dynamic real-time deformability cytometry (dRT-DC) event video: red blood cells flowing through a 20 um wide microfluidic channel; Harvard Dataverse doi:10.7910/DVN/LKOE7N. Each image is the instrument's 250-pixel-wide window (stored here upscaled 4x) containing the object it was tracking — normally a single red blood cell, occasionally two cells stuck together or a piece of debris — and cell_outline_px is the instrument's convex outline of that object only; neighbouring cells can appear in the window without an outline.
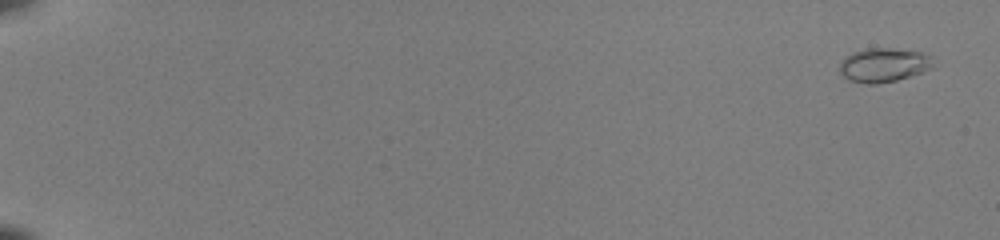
{"species": "common noctule bat (a hibernating species)", "species_latin": "Nyctalus noctula", "temperature_condition": "room temperature", "stored_images_in_passage": 53, "camera_frame_rate_fps": 3000, "um_per_image_px": 0.085, "animal": {"sex": "female", "body_mass_g": 22.0, "forearm_length_mm": 56.7}, "frame": {"image": 1, "passage_image": 3, "time_ms": 0.667, "image_size_px": [1000, 240], "cell_outline_px": [[932, 68], [896, 80], [876, 84], [868, 84], [848, 80], [840, 72], [840, 60], [844, 56], [852, 52], [864, 48], [892, 48], [924, 52], [932, 56]], "centroid_in_image_um": [75.08, 5.5], "position_along_channel_um": 9.9, "area_um2": 18.67}}
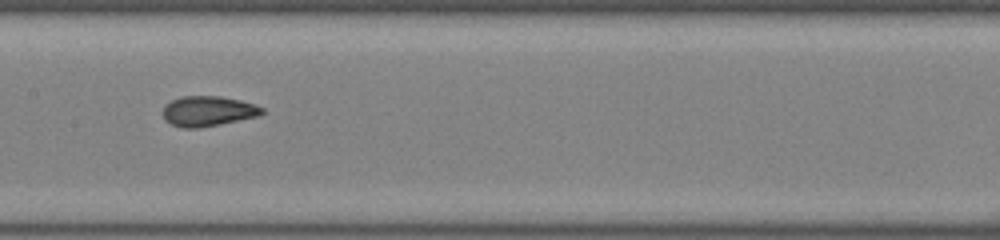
{"frame": {"image": 2, "passage_image": 31, "time_ms": 10.0, "image_size_px": [1000, 240], "cell_outline_px": [[264, 112], [260, 116], [220, 124], [196, 128], [184, 128], [172, 124], [164, 120], [164, 104], [180, 96], [220, 96], [240, 100], [256, 104], [264, 108]], "centroid_in_image_um": [17.71, 9.44], "position_along_channel_um": 189.7, "area_um2": 17.51}}
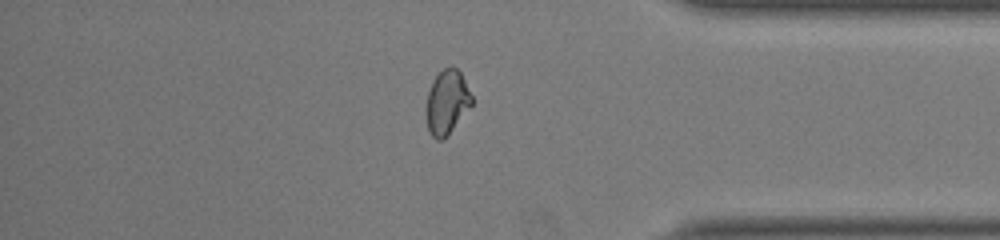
{"frame": {"image": 3, "passage_image": 47, "time_ms": 15.333, "image_size_px": [1000, 240], "cell_outline_px": [[472, 104], [444, 140], [436, 140], [428, 132], [428, 92], [432, 80], [444, 68], [452, 64], [460, 72], [472, 96]], "centroid_in_image_um": [38.0, 8.68], "position_along_channel_um": 397.2, "area_um2": 16.7}, "authors_computed_cell_mechanics": {"area_um2": 17.3978, "velocity_mm_per_s": 4.1078, "shape_relaxation_time_tau1_ms": 4.3191, "shape_relaxation_time_tau2_ms": 0.9772, "deformation_change_tau1": 0.1736, "deformation_change_tau2": 0.0571}}